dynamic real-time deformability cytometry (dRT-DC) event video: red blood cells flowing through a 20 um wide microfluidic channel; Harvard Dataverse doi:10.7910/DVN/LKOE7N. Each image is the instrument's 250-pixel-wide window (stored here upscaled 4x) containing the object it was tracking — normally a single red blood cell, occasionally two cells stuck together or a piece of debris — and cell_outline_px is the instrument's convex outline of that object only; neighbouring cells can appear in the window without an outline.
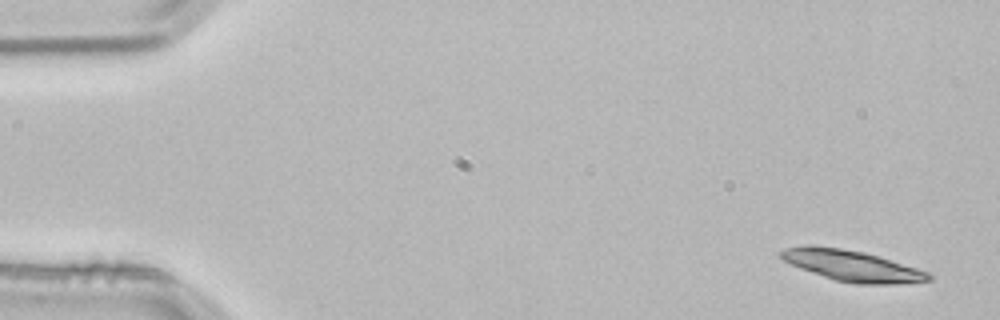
{"species": "common noctule bat (a hibernating species)", "species_latin": "Nyctalus noctula", "temperature_condition": "room temperature", "stored_images_in_passage": 3, "camera_frame_rate_fps": 3000, "um_per_image_px": 0.085, "animal": {"sex": "male", "body_mass_g": 21.5, "forearm_length_mm": 52.0}, "frame": {"image": 1, "passage_image": 1, "time_ms": 0.0, "image_size_px": [1000, 320], "cell_outline_px": [[932, 280], [904, 284], [856, 284], [836, 280], [800, 268], [784, 260], [780, 256], [780, 252], [784, 248], [808, 244], [840, 248], [864, 252], [880, 256], [928, 272], [932, 276]], "centroid_in_image_um": [72.45, 22.58], "position_along_channel_um": 12.6, "area_um2": 26.59}}